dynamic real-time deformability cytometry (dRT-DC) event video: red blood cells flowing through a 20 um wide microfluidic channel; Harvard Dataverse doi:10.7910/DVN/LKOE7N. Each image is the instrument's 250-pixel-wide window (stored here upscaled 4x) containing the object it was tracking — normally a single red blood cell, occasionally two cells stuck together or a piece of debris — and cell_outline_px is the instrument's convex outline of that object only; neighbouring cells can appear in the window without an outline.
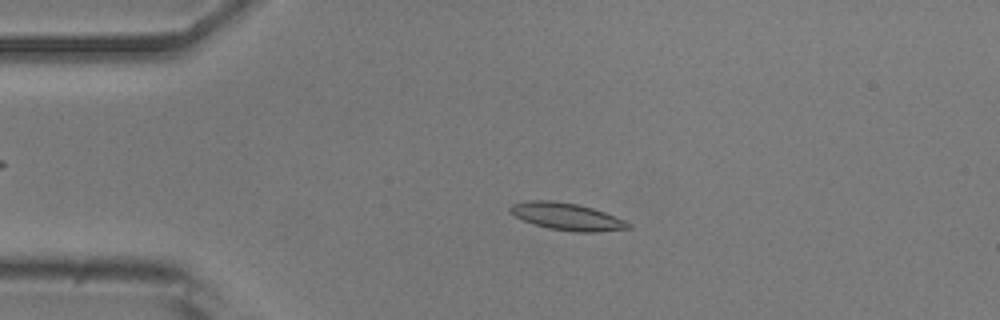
{"species": "common noctule bat (a hibernating species)", "species_latin": "Nyctalus noctula", "temperature_condition": "room temperature", "stored_images_in_passage": 4, "camera_frame_rate_fps": 3000, "um_per_image_px": 0.085, "animal": {"sex": "male", "body_mass_g": 20.5, "forearm_length_mm": 52.5}, "frame": {"image": 1, "passage_image": 3, "time_ms": 0.667, "image_size_px": [1000, 320], "cell_outline_px": [[632, 228], [596, 232], [576, 232], [548, 228], [524, 220], [516, 216], [508, 208], [512, 204], [528, 200], [552, 200], [576, 204], [592, 208], [604, 212], [624, 220], [632, 224]], "centroid_in_image_um": [48.21, 18.4], "position_along_channel_um": 36.8, "area_um2": 18.5}}